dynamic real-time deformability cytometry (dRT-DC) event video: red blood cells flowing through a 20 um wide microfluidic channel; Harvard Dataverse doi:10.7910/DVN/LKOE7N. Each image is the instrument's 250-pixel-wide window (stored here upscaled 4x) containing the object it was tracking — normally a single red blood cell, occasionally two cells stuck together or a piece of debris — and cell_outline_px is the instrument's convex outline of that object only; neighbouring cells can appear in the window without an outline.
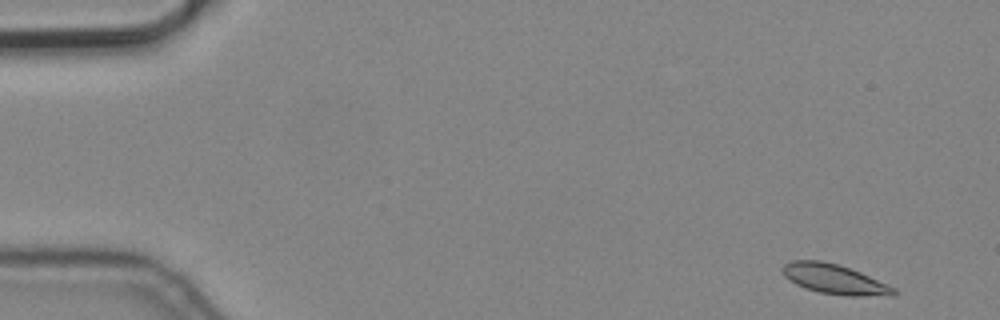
{"species": "common noctule bat (a hibernating species)", "species_latin": "Nyctalus noctula", "temperature_condition": "cold", "stored_images_in_passage": 4, "camera_frame_rate_fps": 3000, "um_per_image_px": 0.085, "animal": {"sex": "male", "body_mass_g": 19.2, "forearm_length_mm": 51.8}, "frame": {"image": 1, "passage_image": 1, "time_ms": 0.0, "image_size_px": [1000, 320], "cell_outline_px": [[896, 292], [892, 296], [848, 296], [820, 292], [804, 288], [788, 280], [784, 276], [780, 268], [784, 264], [792, 260], [820, 260], [836, 264], [860, 272], [888, 284], [896, 288]], "centroid_in_image_um": [70.91, 23.73], "position_along_channel_um": 14.1, "area_um2": 19.36}}
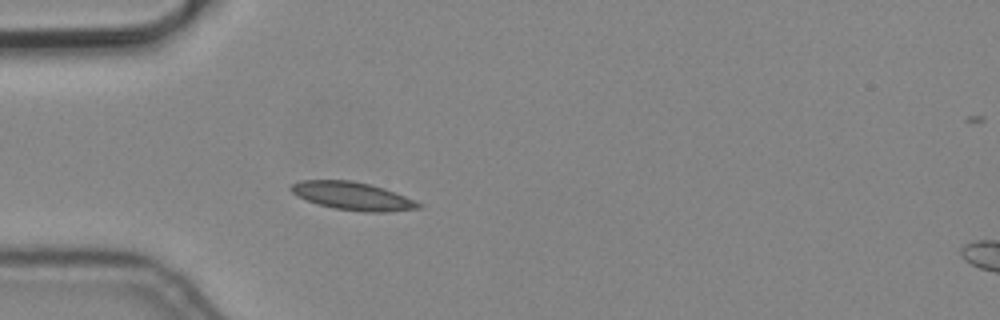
{"frame": {"image": 2, "passage_image": 4, "time_ms": 1.0, "image_size_px": [1000, 320], "cell_outline_px": [[424, 204], [420, 208], [388, 212], [364, 212], [332, 208], [316, 204], [296, 196], [288, 188], [292, 184], [300, 180], [352, 180], [372, 184], [384, 188]], "centroid_in_image_um": [29.95, 16.66], "position_along_channel_um": 55.1, "area_um2": 21.04}}